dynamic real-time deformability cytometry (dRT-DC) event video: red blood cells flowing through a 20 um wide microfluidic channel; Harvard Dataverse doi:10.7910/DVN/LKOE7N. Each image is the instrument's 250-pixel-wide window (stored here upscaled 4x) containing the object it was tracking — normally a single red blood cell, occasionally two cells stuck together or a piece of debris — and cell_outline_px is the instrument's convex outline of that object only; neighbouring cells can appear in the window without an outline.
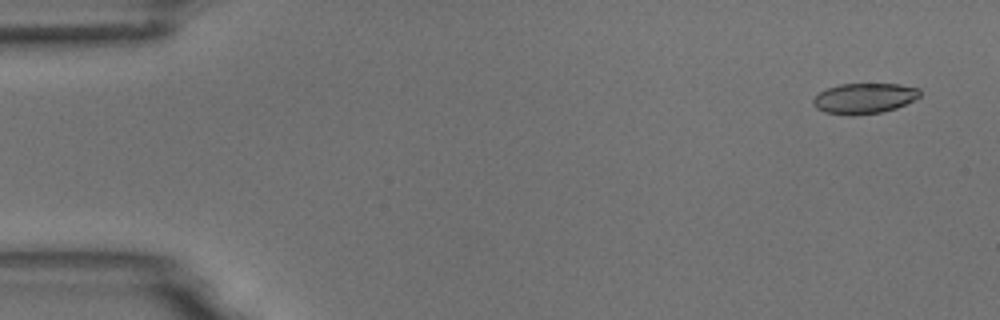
{"species": "common noctule bat (a hibernating species)", "species_latin": "Nyctalus noctula", "temperature_condition": "room temperature", "stored_images_in_passage": 4, "camera_frame_rate_fps": 3000, "um_per_image_px": 0.085, "animal": {"sex": "male", "body_mass_g": 18.8}, "frame": {"image": 1, "passage_image": 1, "time_ms": 0.0, "image_size_px": [1000, 320], "cell_outline_px": [[920, 96], [896, 108], [880, 112], [852, 116], [848, 116], [824, 112], [816, 108], [812, 100], [820, 92], [828, 88], [840, 84], [900, 84], [920, 88]], "centroid_in_image_um": [73.45, 8.36], "position_along_channel_um": 11.6, "area_um2": 18.9}}
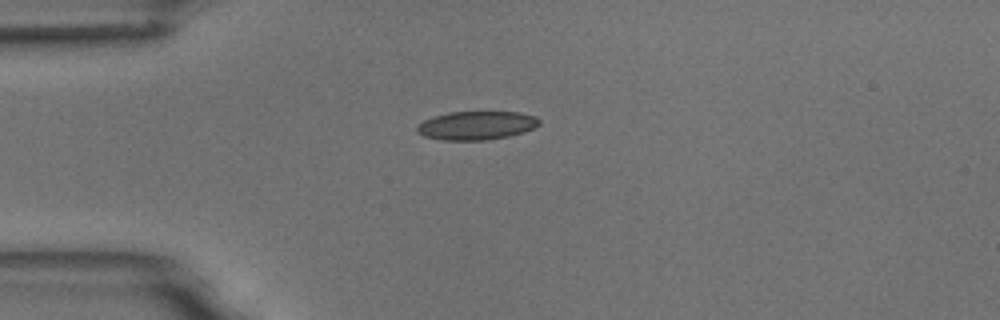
{"frame": {"image": 2, "passage_image": 4, "time_ms": 3.667, "image_size_px": [1000, 320], "cell_outline_px": [[540, 124], [524, 132], [508, 136], [488, 140], [440, 140], [424, 136], [416, 128], [424, 120], [432, 116], [448, 112], [520, 112], [536, 116], [540, 120]], "centroid_in_image_um": [40.52, 10.66], "position_along_channel_um": 44.5, "area_um2": 20.35}}